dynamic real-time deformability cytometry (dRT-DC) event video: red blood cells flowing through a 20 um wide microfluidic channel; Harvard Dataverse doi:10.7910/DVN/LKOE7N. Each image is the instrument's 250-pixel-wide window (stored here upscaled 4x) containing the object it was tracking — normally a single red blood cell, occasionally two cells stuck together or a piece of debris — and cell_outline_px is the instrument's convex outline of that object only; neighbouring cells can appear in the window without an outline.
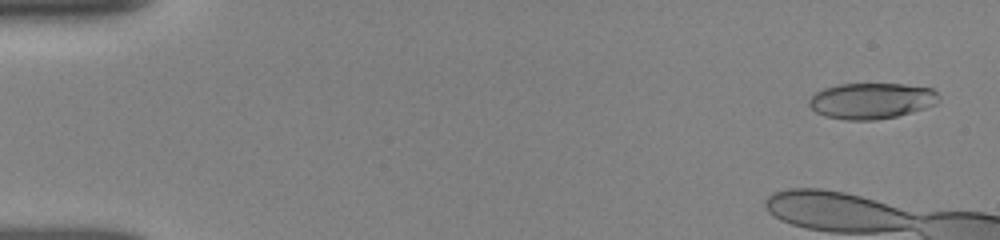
{"species": "human", "species_latin": "Homo sapiens", "temperature_condition": "room temperature", "stored_images_in_passage": 11, "camera_frame_rate_fps": 3000, "um_per_image_px": 0.085, "donor": {"sex": "female"}, "frame": {"image": 1, "passage_image": 2, "time_ms": 0.333, "image_size_px": [1000, 240], "cell_outline_px": [[940, 100], [936, 104], [912, 112], [896, 116], [876, 120], [848, 120], [824, 116], [816, 112], [808, 104], [808, 100], [816, 92], [824, 88], [836, 84], [904, 84], [932, 88], [940, 96]], "centroid_in_image_um": [74.08, 8.56], "position_along_channel_um": 10.9, "area_um2": 27.28}}